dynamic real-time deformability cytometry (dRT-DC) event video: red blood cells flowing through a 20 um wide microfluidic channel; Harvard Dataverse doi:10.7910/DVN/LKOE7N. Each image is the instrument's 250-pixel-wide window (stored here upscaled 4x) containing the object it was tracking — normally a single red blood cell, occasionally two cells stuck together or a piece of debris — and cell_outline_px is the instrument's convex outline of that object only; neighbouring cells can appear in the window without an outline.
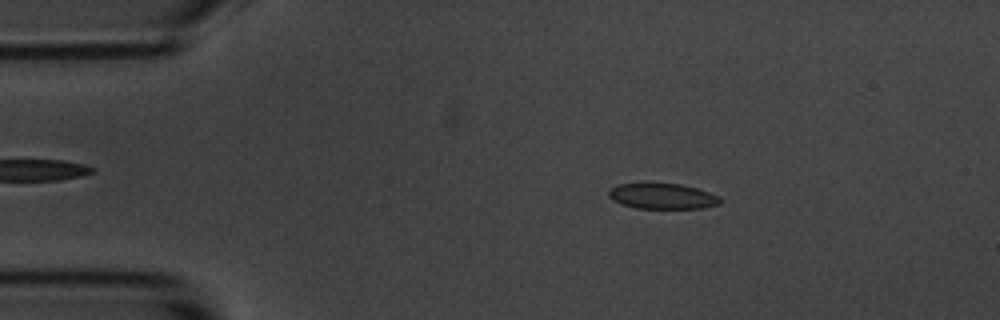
{"species": "common noctule bat (a hibernating species)", "species_latin": "Nyctalus noctula", "temperature_condition": "room temperature", "stored_images_in_passage": 5, "camera_frame_rate_fps": 3000, "um_per_image_px": 0.085, "animal": {"sex": "male", "body_mass_g": 20.1, "forearm_length_mm": 53.5}, "frame": {"image": 1, "passage_image": 2, "time_ms": 1.333, "image_size_px": [1000, 320], "cell_outline_px": [[724, 200], [720, 204], [700, 208], [636, 208], [620, 204], [612, 200], [608, 196], [608, 188], [620, 184], [680, 184], [696, 188], [720, 196]], "centroid_in_image_um": [56.3, 16.68], "position_along_channel_um": 28.7, "area_um2": 16.59}}
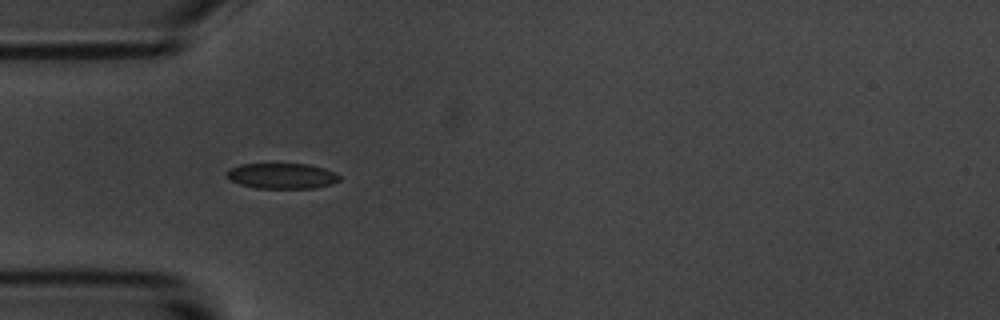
{"frame": {"image": 2, "passage_image": 4, "time_ms": 3.667, "image_size_px": [1000, 320], "cell_outline_px": [[340, 180], [332, 184], [312, 188], [256, 188], [240, 184], [232, 180], [224, 172], [228, 168], [240, 164], [308, 164], [324, 168], [340, 176]], "centroid_in_image_um": [23.94, 14.95], "position_along_channel_um": 61.1, "area_um2": 16.7}}